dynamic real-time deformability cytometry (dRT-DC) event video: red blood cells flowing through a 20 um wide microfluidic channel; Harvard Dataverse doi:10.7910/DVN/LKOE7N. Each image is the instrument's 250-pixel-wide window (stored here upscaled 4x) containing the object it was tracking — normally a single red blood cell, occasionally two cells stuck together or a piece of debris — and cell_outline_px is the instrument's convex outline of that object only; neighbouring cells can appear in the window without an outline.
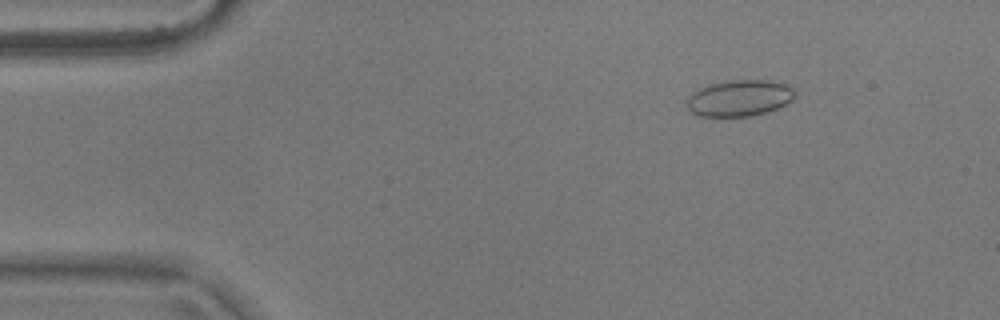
{"species": "common noctule bat (a hibernating species)", "species_latin": "Nyctalus noctula", "temperature_condition": "warm", "stored_images_in_passage": 52, "camera_frame_rate_fps": 3000, "um_per_image_px": 0.085, "animal": {"sex": "male", "body_mass_g": 17.9}, "frame": {"image": 1, "passage_image": 5, "time_ms": 1.333, "image_size_px": [1000, 320], "cell_outline_px": [[796, 96], [792, 100], [776, 108], [764, 112], [748, 116], [700, 116], [692, 112], [688, 108], [688, 96], [692, 92], [708, 84], [728, 80], [768, 80], [784, 84], [792, 88], [796, 92]], "centroid_in_image_um": [62.84, 8.32], "position_along_channel_um": 22.2, "area_um2": 22.66}}
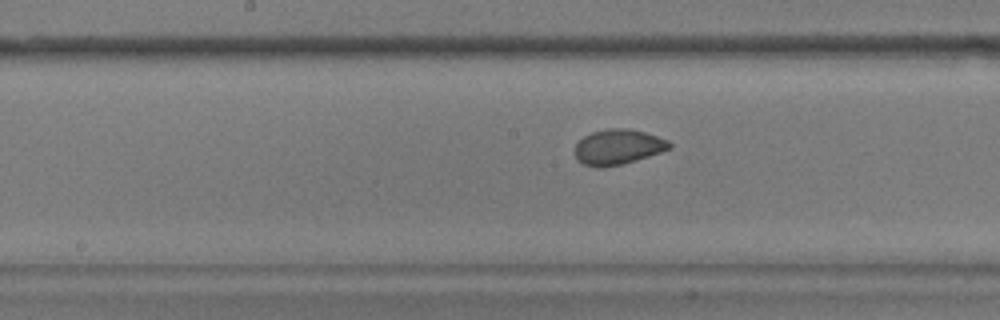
{"frame": {"image": 2, "passage_image": 25, "time_ms": 8.0, "image_size_px": [1000, 320], "cell_outline_px": [[672, 148], [648, 156], [620, 164], [600, 168], [584, 164], [576, 156], [576, 144], [584, 136], [592, 132], [608, 128], [628, 128], [644, 132], [668, 140], [672, 144]], "centroid_in_image_um": [52.55, 12.47], "position_along_channel_um": 195.7, "area_um2": 19.07}}
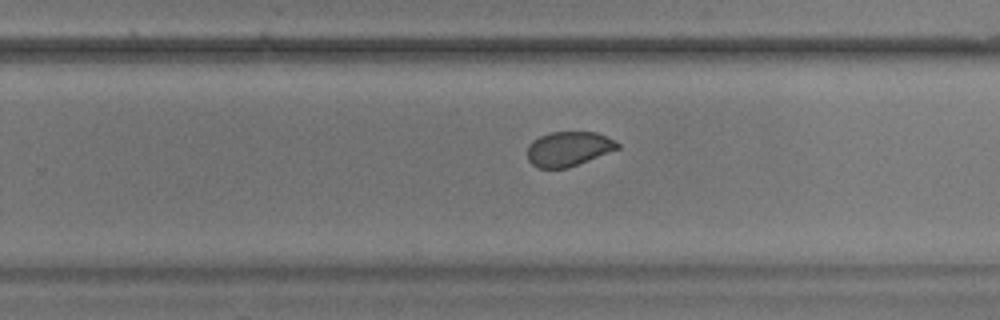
{"frame": {"image": 3, "passage_image": 32, "time_ms": 10.333, "image_size_px": [1000, 320], "cell_outline_px": [[620, 148], [568, 168], [536, 168], [528, 160], [528, 144], [532, 140], [540, 136], [552, 132], [596, 132], [616, 140], [620, 144]], "centroid_in_image_um": [48.33, 12.65], "position_along_channel_um": 281.5, "area_um2": 18.26}, "authors_computed_cell_mechanics": {"area_um2": 20.2589, "velocity_mm_per_s": 3.6926, "shape_relaxation_time_tau1_ms": 3.1119, "shape_relaxation_time_tau2_ms": 0.9619, "deformation_change_tau1": 0.0781, "deformation_change_tau2": 0.0329}}